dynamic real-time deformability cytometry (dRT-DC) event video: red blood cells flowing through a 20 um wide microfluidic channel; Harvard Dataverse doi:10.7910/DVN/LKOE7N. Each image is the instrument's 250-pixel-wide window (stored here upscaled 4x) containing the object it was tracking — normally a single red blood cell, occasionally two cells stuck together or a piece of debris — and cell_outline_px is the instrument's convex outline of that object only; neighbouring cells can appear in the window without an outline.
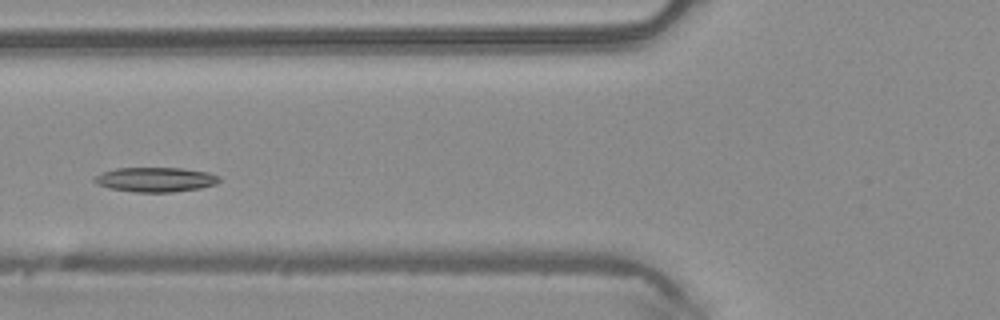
{"species": "common noctule bat (a hibernating species)", "species_latin": "Nyctalus noctula", "temperature_condition": "warm", "stored_images_in_passage": 33, "camera_frame_rate_fps": 3000, "um_per_image_px": 0.085, "animal": {"sex": "male", "body_mass_g": 20.4}, "frame": {"image": 1, "passage_image": 10, "time_ms": 3.0, "image_size_px": [1000, 320], "cell_outline_px": [[220, 180], [216, 184], [200, 188], [172, 192], [136, 192], [108, 188], [96, 184], [92, 180], [100, 172], [116, 168], [180, 168], [208, 172], [220, 176]], "centroid_in_image_um": [13.19, 15.26], "position_along_channel_um": 112.6, "area_um2": 17.98}}
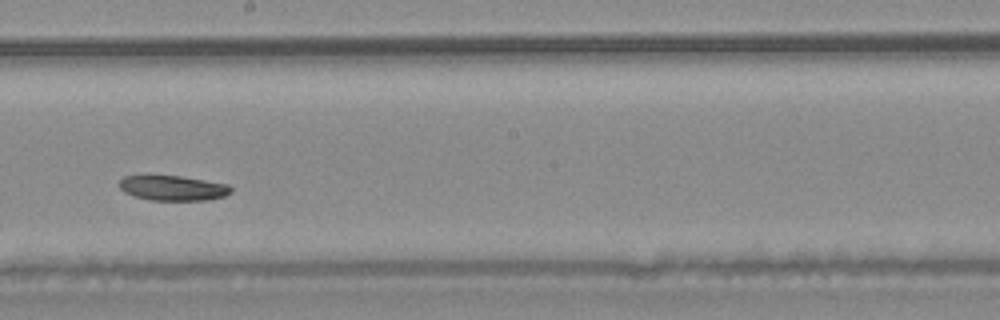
{"frame": {"image": 2, "passage_image": 19, "time_ms": 6.0, "image_size_px": [1000, 320], "cell_outline_px": [[232, 192], [224, 196], [208, 200], [148, 200], [124, 192], [120, 188], [120, 180], [124, 176], [180, 176], [228, 184], [232, 188]], "centroid_in_image_um": [14.73, 15.99], "position_along_channel_um": 233.5, "area_um2": 16.13}, "authors_computed_cell_mechanics": {"area_um2": 17.7446, "velocity_mm_per_s": 4.029, "shape_relaxation_time_tau1_ms": 8.7428, "shape_relaxation_time_tau2_ms": null, "deformation_change_tau1": 0.128, "deformation_change_tau2": null}}